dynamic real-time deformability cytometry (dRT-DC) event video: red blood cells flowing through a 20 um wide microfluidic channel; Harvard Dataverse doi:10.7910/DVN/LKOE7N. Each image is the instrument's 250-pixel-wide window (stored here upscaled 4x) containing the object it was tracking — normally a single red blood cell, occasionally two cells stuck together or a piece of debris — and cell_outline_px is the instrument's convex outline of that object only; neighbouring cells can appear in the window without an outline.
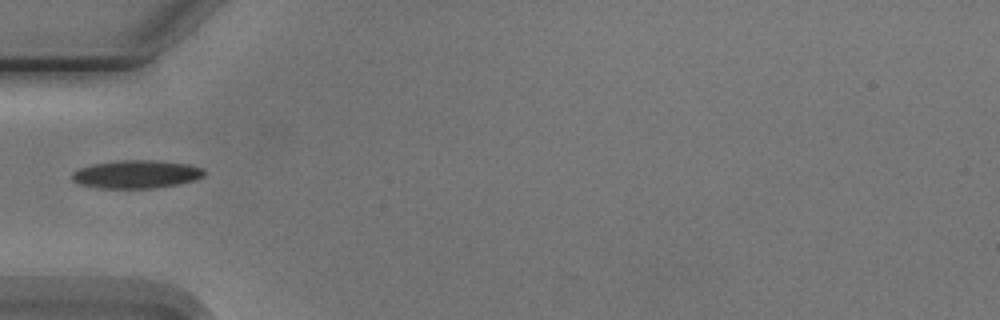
{"species": "Egyptian fruit bat (a non-hibernating species)", "species_latin": "Rousettus aegyptiacus", "temperature_condition": "cold", "stored_images_in_passage": 10, "camera_frame_rate_fps": 3000, "um_per_image_px": 0.085, "animal": {"sex": "male"}, "frame": {"image": 1, "passage_image": 6, "time_ms": 7.0, "image_size_px": [1000, 320], "cell_outline_px": [[204, 176], [196, 180], [180, 184], [152, 188], [100, 188], [80, 184], [72, 180], [72, 172], [80, 168], [92, 164], [120, 160], [156, 160], [188, 164], [204, 168]], "centroid_in_image_um": [11.62, 14.81], "position_along_channel_um": 73.4, "area_um2": 21.73}}
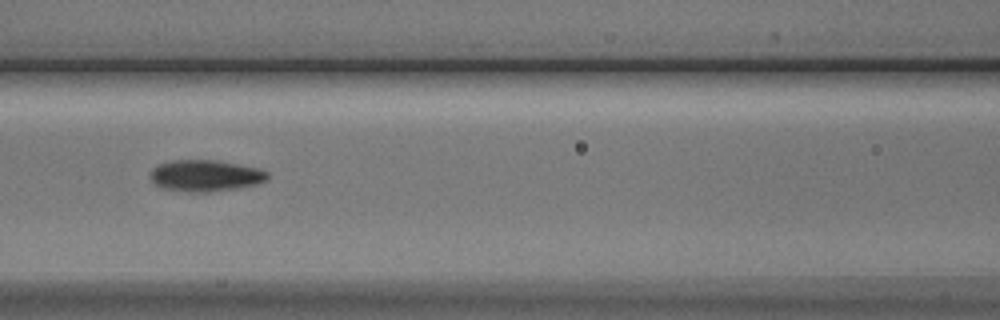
{"frame": {"image": 2, "passage_image": 8, "time_ms": 9.0, "image_size_px": [1000, 320], "cell_outline_px": [[268, 180], [256, 184], [240, 188], [208, 192], [192, 192], [160, 188], [148, 176], [148, 172], [152, 168], [160, 164], [172, 160], [216, 160], [260, 168], [268, 172]], "centroid_in_image_um": [17.45, 14.93], "position_along_channel_um": 149.1, "area_um2": 21.73}}
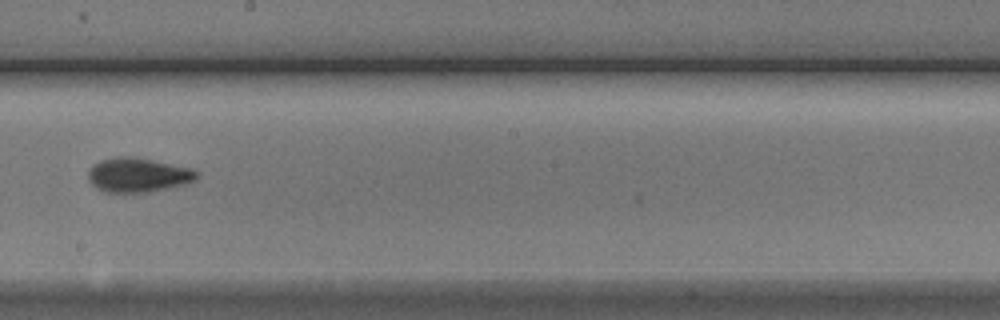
{"frame": {"image": 3, "passage_image": 10, "time_ms": 11.333, "image_size_px": [1000, 320], "cell_outline_px": [[200, 172], [196, 180], [184, 184], [152, 192], [104, 192], [96, 188], [88, 180], [88, 168], [92, 164], [100, 160], [116, 156], [132, 156], [192, 168]], "centroid_in_image_um": [11.71, 14.87], "position_along_channel_um": 236.5, "area_um2": 22.02}}